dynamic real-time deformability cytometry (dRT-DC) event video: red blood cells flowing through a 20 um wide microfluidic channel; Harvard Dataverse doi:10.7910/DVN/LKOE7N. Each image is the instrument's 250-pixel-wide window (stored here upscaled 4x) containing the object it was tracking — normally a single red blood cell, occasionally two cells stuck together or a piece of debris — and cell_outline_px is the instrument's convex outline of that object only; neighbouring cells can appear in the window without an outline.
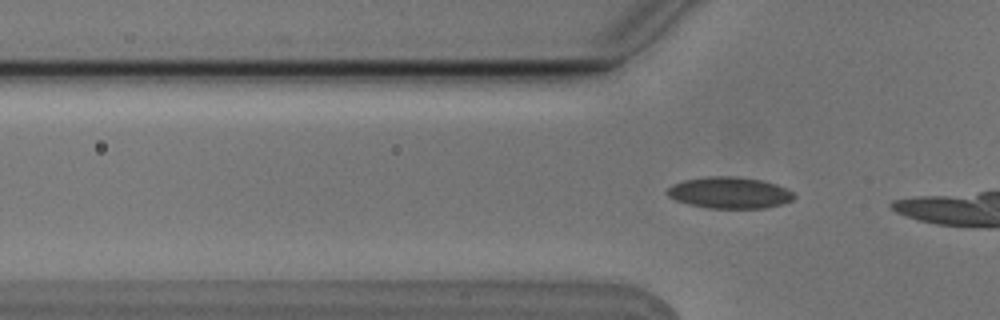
{"species": "Egyptian fruit bat (a non-hibernating species)", "species_latin": "Rousettus aegyptiacus", "temperature_condition": "cold", "stored_images_in_passage": 5, "segment_of_instrument_passage": [2, 2], "camera_frame_rate_fps": 3000, "um_per_image_px": 0.085, "animal": {"sex": "male"}, "frame": {"image": 1, "passage_image": 5, "time_ms": 1.333, "image_size_px": [1000, 320], "cell_outline_px": [[796, 196], [792, 200], [780, 204], [764, 208], [708, 208], [688, 204], [676, 200], [668, 196], [664, 192], [672, 184], [684, 180], [704, 176], [736, 176], [764, 180], [788, 188]], "centroid_in_image_um": [61.99, 16.37], "position_along_channel_um": 63.8, "area_um2": 23.47}}